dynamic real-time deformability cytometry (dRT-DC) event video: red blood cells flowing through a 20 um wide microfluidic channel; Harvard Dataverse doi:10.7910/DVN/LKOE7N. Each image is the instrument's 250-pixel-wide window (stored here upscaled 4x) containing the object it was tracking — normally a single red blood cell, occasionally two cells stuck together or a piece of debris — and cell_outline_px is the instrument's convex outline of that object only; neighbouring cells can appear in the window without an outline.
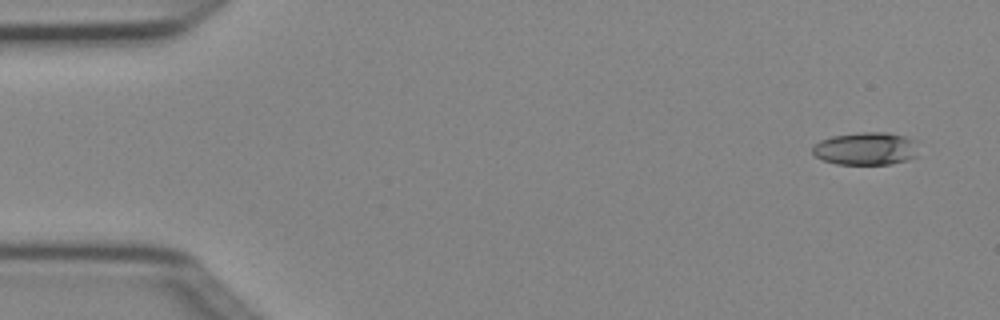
{"species": "Egyptian fruit bat (a non-hibernating species)", "species_latin": "Rousettus aegyptiacus", "temperature_condition": "cold", "stored_images_in_passage": 4, "camera_frame_rate_fps": 3000, "um_per_image_px": 0.085, "animal": {"sex": "female"}, "frame": {"image": 1, "passage_image": 1, "time_ms": 0.0, "image_size_px": [1000, 320], "cell_outline_px": [[916, 156], [908, 160], [892, 164], [836, 164], [824, 160], [816, 156], [812, 152], [812, 148], [820, 140], [832, 136], [864, 132], [884, 132], [904, 136], [912, 140]], "centroid_in_image_um": [73.55, 12.64], "position_along_channel_um": 11.5, "area_um2": 19.88}}